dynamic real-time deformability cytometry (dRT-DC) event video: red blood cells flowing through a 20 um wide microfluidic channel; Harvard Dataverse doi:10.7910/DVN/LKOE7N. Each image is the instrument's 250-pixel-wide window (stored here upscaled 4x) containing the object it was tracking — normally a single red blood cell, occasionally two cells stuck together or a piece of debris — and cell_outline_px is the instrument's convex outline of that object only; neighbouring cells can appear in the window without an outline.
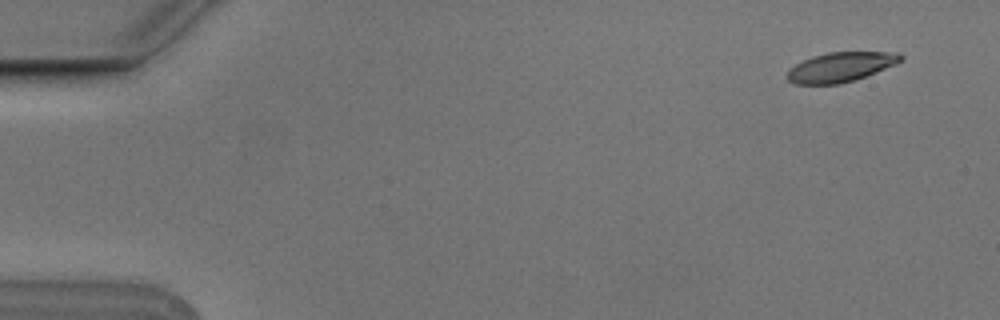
{"species": "Egyptian fruit bat (a non-hibernating species)", "species_latin": "Rousettus aegyptiacus", "temperature_condition": "cold", "stored_images_in_passage": 3, "camera_frame_rate_fps": 3000, "um_per_image_px": 0.085, "animal": {"sex": "male"}, "frame": {"image": 1, "passage_image": 1, "time_ms": 0.0, "image_size_px": [1000, 320], "cell_outline_px": [[904, 60], [896, 64], [864, 76], [840, 84], [796, 84], [788, 80], [784, 76], [788, 68], [812, 56], [828, 52], [900, 52], [904, 56]], "centroid_in_image_um": [71.43, 5.69], "position_along_channel_um": 13.6, "area_um2": 19.65}}